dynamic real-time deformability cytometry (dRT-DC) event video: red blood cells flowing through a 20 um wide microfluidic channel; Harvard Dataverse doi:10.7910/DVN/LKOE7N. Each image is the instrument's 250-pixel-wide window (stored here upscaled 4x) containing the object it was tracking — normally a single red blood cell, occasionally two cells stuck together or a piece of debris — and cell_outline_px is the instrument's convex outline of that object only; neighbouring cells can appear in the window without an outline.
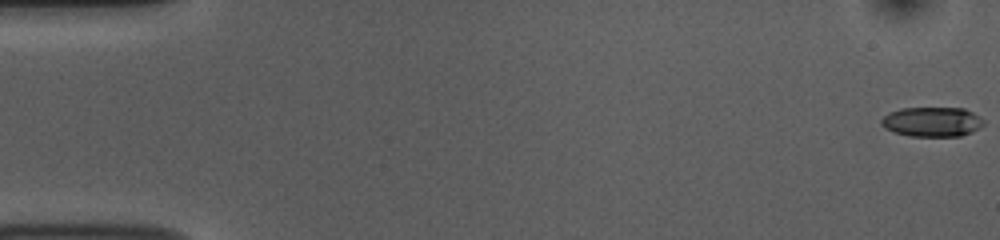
{"species": "common noctule bat (a hibernating species)", "species_latin": "Nyctalus noctula", "temperature_condition": "room temperature", "stored_images_in_passage": 54, "camera_frame_rate_fps": 3000, "um_per_image_px": 0.085, "animal": {"sex": "female", "body_mass_g": 10.0, "forearm_length_mm": 53.1}, "frame": {"image": 1, "passage_image": 1, "time_ms": 0.0, "image_size_px": [1000, 240], "cell_outline_px": [[984, 124], [980, 128], [972, 132], [960, 136], [908, 136], [892, 132], [884, 128], [880, 124], [880, 120], [888, 112], [900, 108], [964, 108], [980, 116], [984, 120]], "centroid_in_image_um": [79.21, 10.35], "position_along_channel_um": 5.8, "area_um2": 17.98}}
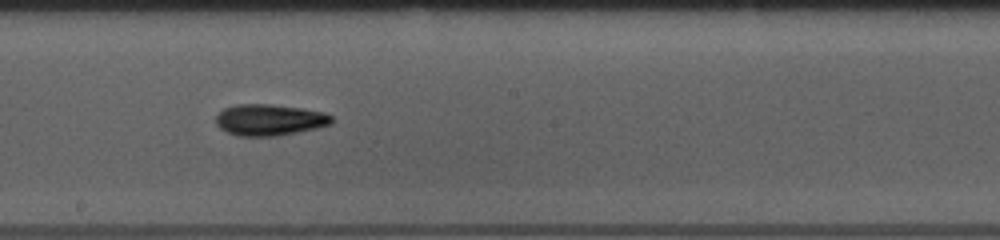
{"frame": {"image": 2, "passage_image": 30, "time_ms": 9.667, "image_size_px": [1000, 240], "cell_outline_px": [[332, 124], [316, 128], [276, 136], [236, 136], [220, 128], [216, 124], [216, 116], [224, 108], [236, 104], [272, 104], [304, 108], [324, 112], [332, 116]], "centroid_in_image_um": [22.91, 10.18], "position_along_channel_um": 225.3, "area_um2": 21.21}}
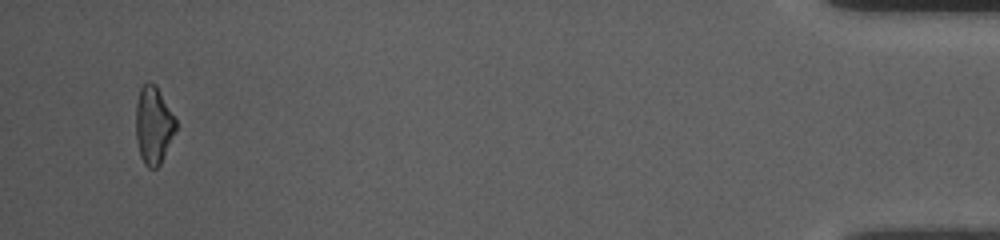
{"frame": {"image": 3, "passage_image": 52, "time_ms": 17.0, "image_size_px": [1000, 240], "cell_outline_px": [[176, 128], [164, 156], [160, 164], [156, 168], [148, 168], [144, 164], [140, 156], [136, 140], [136, 104], [140, 88], [148, 80], [156, 84], [176, 116]], "centroid_in_image_um": [13.05, 10.6], "position_along_channel_um": 422.2, "area_um2": 18.32}, "authors_computed_cell_mechanics": {"area_um2": 18.9873, "velocity_mm_per_s": 3.7675, "shape_relaxation_time_tau1_ms": 3.7544, "shape_relaxation_time_tau2_ms": null, "deformation_change_tau1": 0.1454, "deformation_change_tau2": null}}